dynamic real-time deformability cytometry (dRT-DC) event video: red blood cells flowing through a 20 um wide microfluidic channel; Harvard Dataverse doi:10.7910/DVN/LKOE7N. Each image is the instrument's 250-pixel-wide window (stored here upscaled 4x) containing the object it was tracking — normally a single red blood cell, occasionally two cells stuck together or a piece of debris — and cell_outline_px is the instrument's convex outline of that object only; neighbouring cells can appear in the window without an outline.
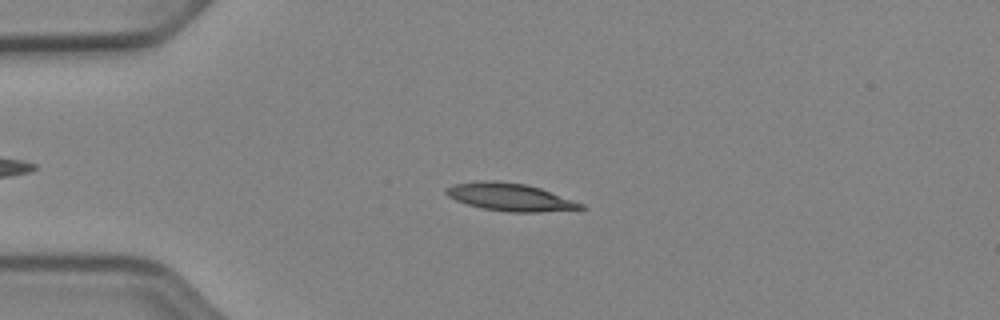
{"species": "Egyptian fruit bat (a non-hibernating species)", "species_latin": "Rousettus aegyptiacus", "temperature_condition": "cold", "stored_images_in_passage": 52, "camera_frame_rate_fps": 3000, "um_per_image_px": 0.085, "animal": {"sex": "female"}, "frame": {"image": 1, "passage_image": 13, "time_ms": 4.0, "image_size_px": [1000, 320], "cell_outline_px": [[588, 208], [540, 212], [508, 212], [484, 208], [468, 204], [456, 200], [448, 196], [444, 192], [444, 188], [452, 184], [476, 180], [496, 180], [524, 184], [540, 188], [584, 204]], "centroid_in_image_um": [43.31, 16.74], "position_along_channel_um": 41.7, "area_um2": 21.73}}
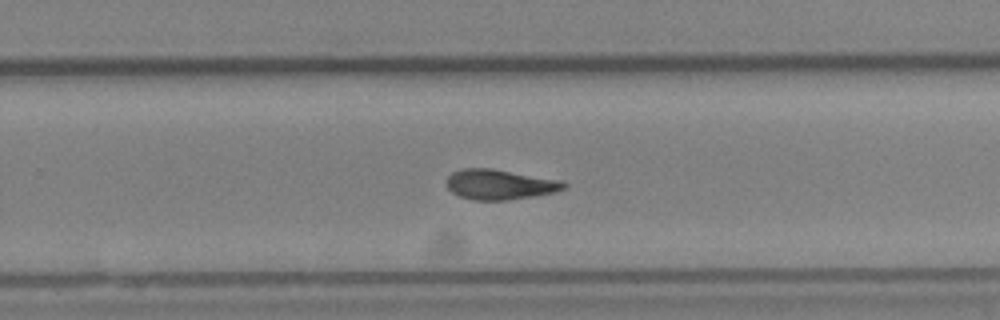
{"frame": {"image": 2, "passage_image": 34, "time_ms": 11.0, "image_size_px": [1000, 320], "cell_outline_px": [[568, 188], [556, 192], [536, 196], [508, 200], [472, 200], [460, 196], [452, 192], [444, 184], [448, 176], [452, 172], [460, 168], [492, 168], [564, 180], [568, 184]], "centroid_in_image_um": [42.52, 15.67], "position_along_channel_um": 287.3, "area_um2": 21.15}}
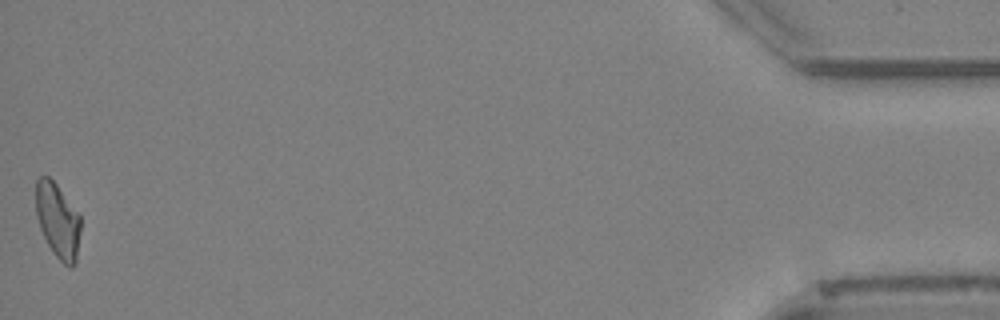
{"frame": {"image": 3, "passage_image": 52, "time_ms": 17.0, "image_size_px": [1000, 320], "cell_outline_px": [[80, 232], [76, 264], [72, 268], [68, 268], [52, 252], [40, 228], [36, 216], [36, 180], [40, 176], [48, 176], [56, 184], [80, 216]], "centroid_in_image_um": [4.91, 18.79], "position_along_channel_um": 430.3, "area_um2": 19.48}, "authors_computed_cell_mechanics": {"area_um2": 20.4034, "velocity_mm_per_s": 3.9279, "shape_relaxation_time_tau1_ms": 5.5425, "shape_relaxation_time_tau2_ms": 6.9288, "deformation_change_tau1": 0.1653, "deformation_change_tau2": 0.1596}}